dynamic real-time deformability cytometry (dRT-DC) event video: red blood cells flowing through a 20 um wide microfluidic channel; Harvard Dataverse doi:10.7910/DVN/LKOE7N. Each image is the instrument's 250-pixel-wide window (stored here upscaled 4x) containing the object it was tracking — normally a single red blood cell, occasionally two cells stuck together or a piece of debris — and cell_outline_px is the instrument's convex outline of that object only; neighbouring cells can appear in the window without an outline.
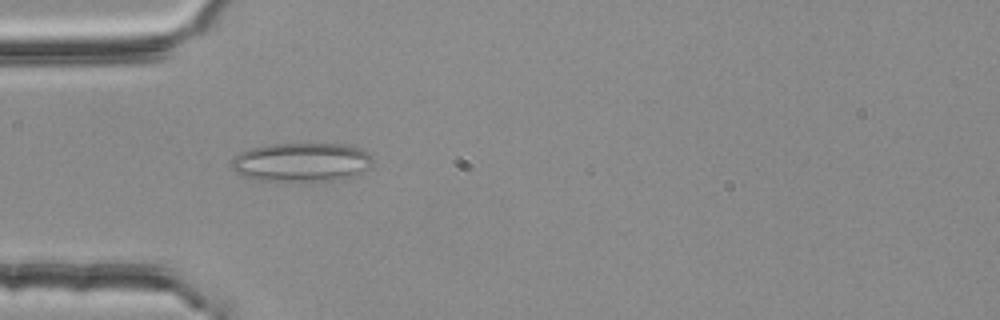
{"species": "common noctule bat (a hibernating species)", "species_latin": "Nyctalus noctula", "temperature_condition": "room temperature", "stored_images_in_passage": 41, "camera_frame_rate_fps": 3000, "um_per_image_px": 0.085, "animal": {"sex": "female", "body_mass_g": 25.1}, "frame": {"image": 1, "passage_image": 7, "time_ms": 2.0, "image_size_px": [1000, 320], "cell_outline_px": [[372, 160], [368, 168], [352, 176], [340, 180], [296, 184], [256, 180], [236, 172], [232, 168], [232, 156], [248, 148], [272, 144], [340, 144], [360, 148], [368, 152], [372, 156]], "centroid_in_image_um": [25.6, 13.83], "position_along_channel_um": 59.4, "area_um2": 33.0}}
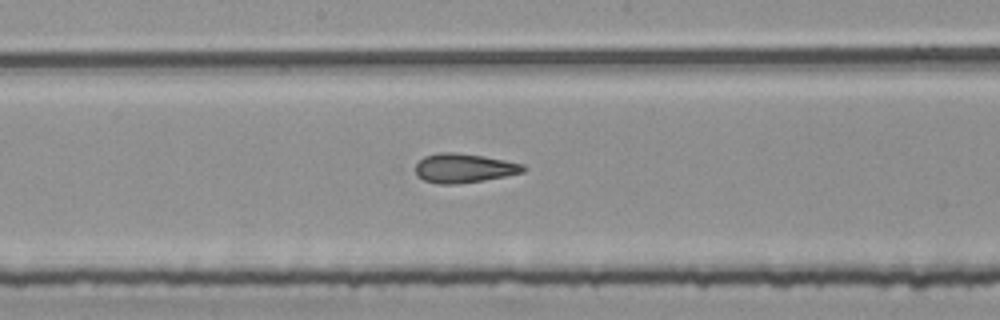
{"frame": {"image": 2, "passage_image": 19, "time_ms": 6.0, "image_size_px": [1000, 320], "cell_outline_px": [[528, 168], [524, 172], [484, 180], [456, 184], [440, 184], [424, 180], [416, 176], [416, 164], [424, 156], [440, 152], [456, 152], [484, 156], [524, 164]], "centroid_in_image_um": [39.44, 14.28], "position_along_channel_um": 208.8, "area_um2": 18.38}}
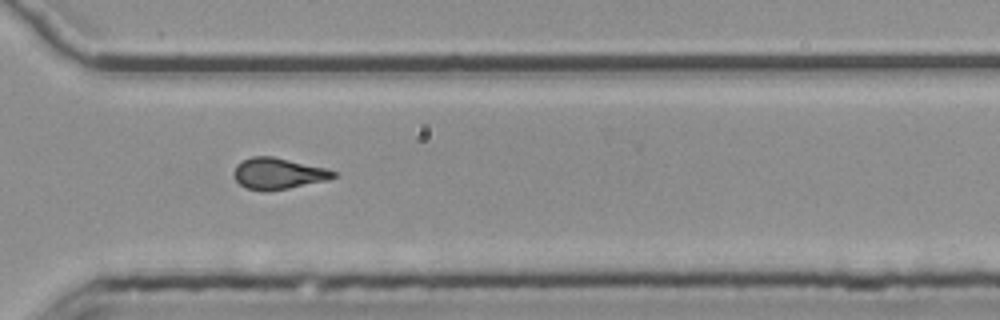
{"frame": {"image": 3, "passage_image": 30, "time_ms": 9.667, "image_size_px": [1000, 320], "cell_outline_px": [[340, 176], [328, 180], [268, 192], [260, 192], [248, 188], [240, 184], [236, 180], [232, 172], [236, 164], [240, 160], [252, 156], [272, 156], [328, 168], [336, 172]], "centroid_in_image_um": [23.65, 14.75], "position_along_channel_um": 347.0, "area_um2": 18.55}, "authors_computed_cell_mechanics": {"area_um2": 18.496, "velocity_mm_per_s": 3.7861, "shape_relaxation_time_tau1_ms": null, "shape_relaxation_time_tau2_ms": 1.8898, "deformation_change_tau1": null, "deformation_change_tau2": 0.1164}}